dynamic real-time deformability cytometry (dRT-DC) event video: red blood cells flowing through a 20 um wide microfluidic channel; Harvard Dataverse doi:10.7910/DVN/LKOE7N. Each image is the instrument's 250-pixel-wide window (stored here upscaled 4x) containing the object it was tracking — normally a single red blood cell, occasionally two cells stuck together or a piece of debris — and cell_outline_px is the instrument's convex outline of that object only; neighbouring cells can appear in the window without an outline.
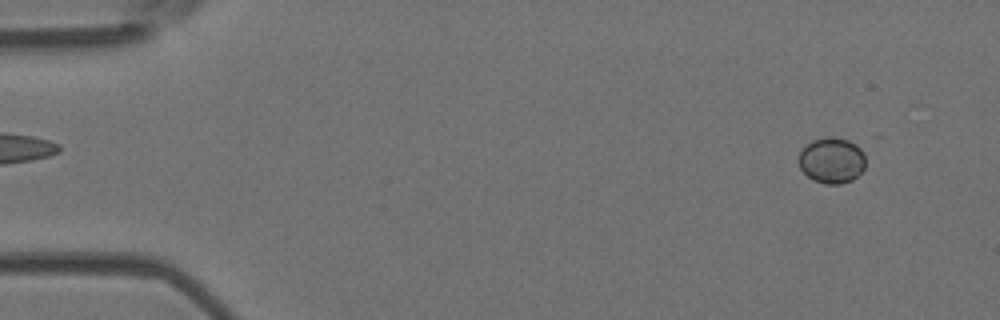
{"species": "Egyptian fruit bat (a non-hibernating species)", "species_latin": "Rousettus aegyptiacus", "temperature_condition": "room temperature", "stored_images_in_passage": 14, "camera_frame_rate_fps": 3000, "um_per_image_px": 0.085, "animal": {"sex": "female"}, "frame": {"image": 1, "passage_image": 4, "time_ms": 1.0, "image_size_px": [1000, 320], "cell_outline_px": [[864, 168], [852, 180], [840, 184], [824, 184], [812, 180], [800, 168], [796, 160], [804, 144], [812, 140], [832, 136], [848, 140], [856, 144], [864, 152]], "centroid_in_image_um": [70.65, 13.62], "position_along_channel_um": 14.3, "area_um2": 18.09}}